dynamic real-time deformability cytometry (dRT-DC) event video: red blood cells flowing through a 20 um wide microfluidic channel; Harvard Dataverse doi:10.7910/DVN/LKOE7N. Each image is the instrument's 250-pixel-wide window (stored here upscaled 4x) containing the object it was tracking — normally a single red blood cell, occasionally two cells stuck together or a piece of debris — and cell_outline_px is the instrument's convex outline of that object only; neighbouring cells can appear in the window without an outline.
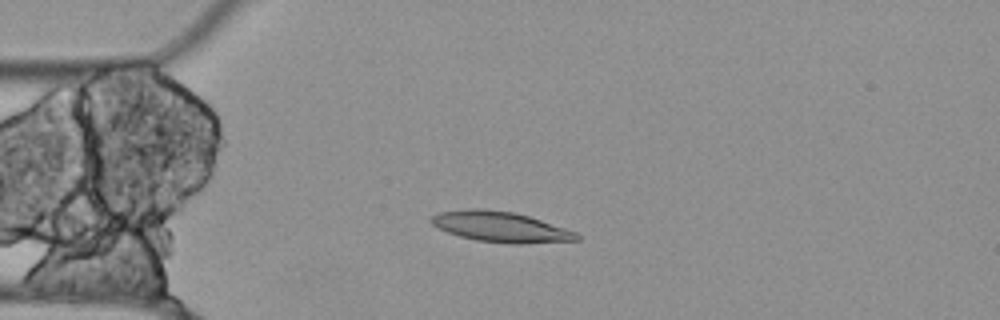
{"species": "Egyptian fruit bat (a non-hibernating species)", "species_latin": "Rousettus aegyptiacus", "temperature_condition": "cold", "stored_images_in_passage": 56, "camera_frame_rate_fps": 3000, "um_per_image_px": 0.085, "animal": {"sex": "female"}, "frame": {"image": 1, "passage_image": 14, "time_ms": 4.333, "image_size_px": [1000, 320], "cell_outline_px": [[580, 240], [524, 244], [508, 244], [476, 240], [460, 236], [448, 232], [432, 224], [428, 220], [432, 216], [440, 212], [472, 208], [476, 208], [512, 212], [528, 216], [576, 232], [580, 236]], "centroid_in_image_um": [42.55, 19.3], "position_along_channel_um": 42.4, "area_um2": 25.61}}
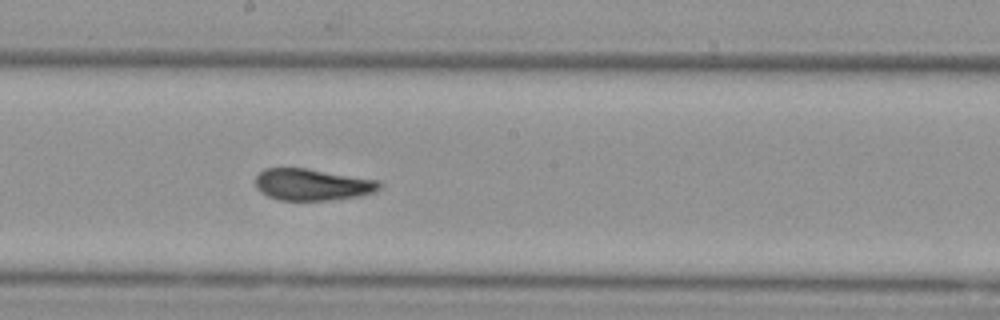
{"frame": {"image": 2, "passage_image": 30, "time_ms": 9.667, "image_size_px": [1000, 320], "cell_outline_px": [[384, 188], [376, 192], [360, 196], [332, 200], [280, 200], [268, 196], [260, 192], [256, 188], [256, 176], [264, 168], [308, 168], [380, 180], [384, 184]], "centroid_in_image_um": [26.62, 15.69], "position_along_channel_um": 221.6, "area_um2": 23.35}}
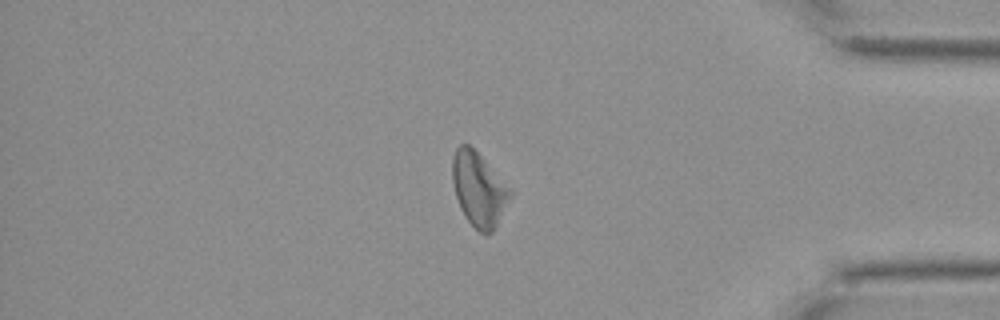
{"frame": {"image": 3, "passage_image": 47, "time_ms": 15.333, "image_size_px": [1000, 320], "cell_outline_px": [[516, 192], [496, 228], [492, 232], [480, 232], [468, 220], [460, 208], [456, 196], [452, 180], [452, 160], [456, 148], [460, 144], [468, 144]], "centroid_in_image_um": [40.76, 16.11], "position_along_channel_um": 394.4, "area_um2": 25.09}, "authors_computed_cell_mechanics": {"area_um2": 24.6806, "velocity_mm_per_s": 3.5382, "shape_relaxation_time_tau1_ms": 0.0227, "shape_relaxation_time_tau2_ms": 3.9027, "deformation_change_tau1": 0.0302, "deformation_change_tau2": 0.1061}}